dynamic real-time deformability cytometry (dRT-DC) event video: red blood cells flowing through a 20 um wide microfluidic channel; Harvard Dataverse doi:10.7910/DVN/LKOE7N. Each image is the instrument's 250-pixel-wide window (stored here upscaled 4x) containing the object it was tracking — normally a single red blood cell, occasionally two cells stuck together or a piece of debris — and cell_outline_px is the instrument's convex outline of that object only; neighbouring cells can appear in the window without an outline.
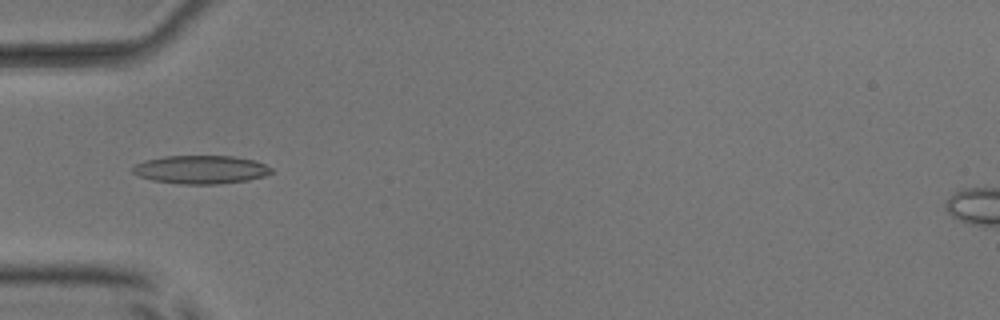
{"species": "common noctule bat (a hibernating species)", "species_latin": "Nyctalus noctula", "temperature_condition": "room temperature", "stored_images_in_passage": 52, "camera_frame_rate_fps": 3000, "um_per_image_px": 0.085, "animal": {"sex": "male", "body_mass_g": 17.9, "forearm_length_mm": 54.2}, "frame": {"image": 1, "passage_image": 18, "time_ms": 5.667, "image_size_px": [1000, 320], "cell_outline_px": [[272, 172], [264, 176], [248, 180], [220, 184], [180, 184], [152, 180], [140, 176], [132, 172], [132, 168], [136, 164], [144, 160], [164, 156], [232, 156], [252, 160], [264, 164], [272, 168]], "centroid_in_image_um": [17.05, 14.42], "position_along_channel_um": 67.9, "area_um2": 22.83}}
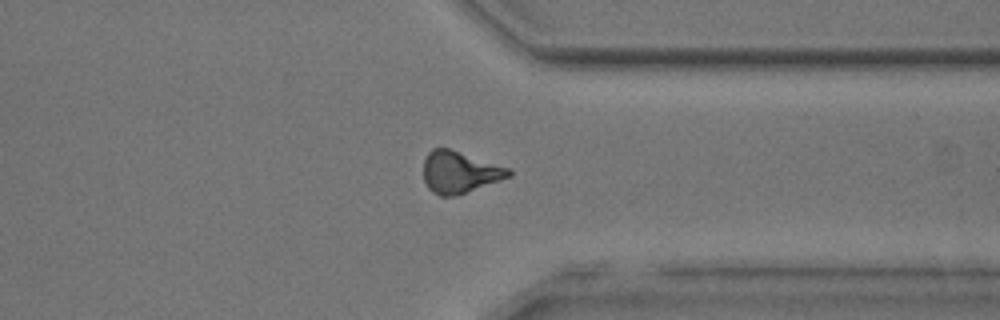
{"frame": {"image": 2, "passage_image": 41, "time_ms": 13.333, "image_size_px": [1000, 320], "cell_outline_px": [[512, 176], [456, 196], [440, 196], [432, 192], [428, 188], [424, 180], [424, 160], [428, 152], [432, 148], [448, 148], [512, 168]], "centroid_in_image_um": [39.09, 14.63], "position_along_channel_um": 372.3, "area_um2": 20.92}}
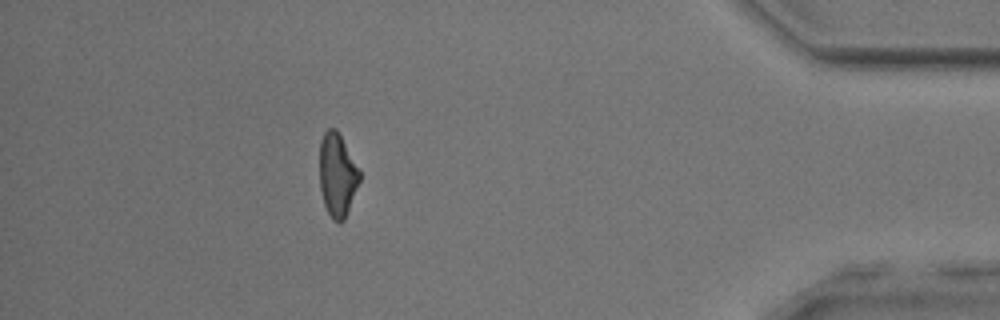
{"frame": {"image": 3, "passage_image": 47, "time_ms": 15.333, "image_size_px": [1000, 320], "cell_outline_px": [[360, 180], [344, 220], [340, 224], [332, 220], [324, 204], [320, 188], [320, 140], [324, 132], [328, 128], [336, 128], [360, 172]], "centroid_in_image_um": [28.65, 14.89], "position_along_channel_um": 406.5, "area_um2": 19.19}, "authors_computed_cell_mechanics": {"area_um2": 20.6924, "velocity_mm_per_s": 3.9991, "shape_relaxation_time_tau1_ms": null, "shape_relaxation_time_tau2_ms": 2.6775, "deformation_change_tau1": null, "deformation_change_tau2": 0.1136}}